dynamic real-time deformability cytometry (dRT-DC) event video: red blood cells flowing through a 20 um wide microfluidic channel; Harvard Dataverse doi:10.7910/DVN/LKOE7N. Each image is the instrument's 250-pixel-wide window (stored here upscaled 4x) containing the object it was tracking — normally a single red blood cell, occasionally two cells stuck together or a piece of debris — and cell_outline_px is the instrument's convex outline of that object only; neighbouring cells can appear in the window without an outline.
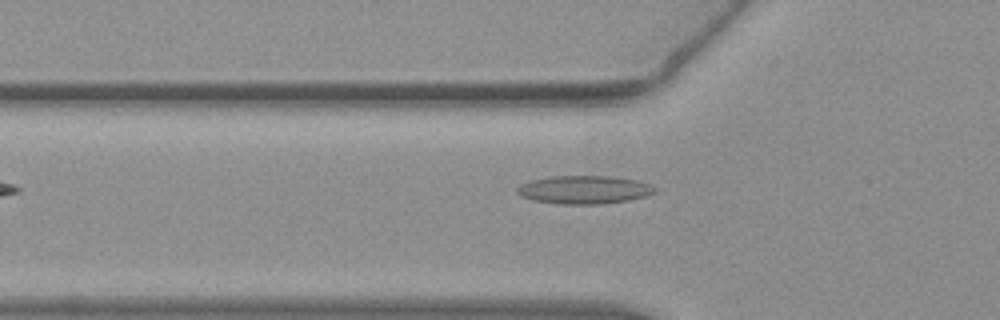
{"species": "common noctule bat (a hibernating species)", "species_latin": "Nyctalus noctula", "temperature_condition": "warm", "stored_images_in_passage": 31, "camera_frame_rate_fps": 3000, "um_per_image_px": 0.085, "animal": {"sex": "female", "body_mass_g": 19.3, "forearm_length_mm": 54.1}, "frame": {"image": 1, "passage_image": 3, "time_ms": 0.667, "image_size_px": [1000, 320], "cell_outline_px": [[656, 192], [648, 196], [628, 200], [600, 204], [560, 204], [532, 200], [520, 196], [516, 192], [516, 188], [520, 184], [528, 180], [548, 176], [608, 176], [636, 180], [648, 184], [656, 188]], "centroid_in_image_um": [49.6, 16.12], "position_along_channel_um": 76.2, "area_um2": 22.83}}
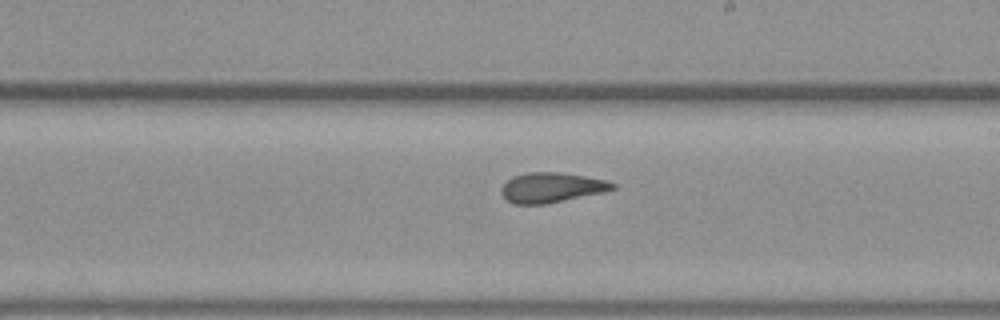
{"frame": {"image": 2, "passage_image": 16, "time_ms": 5.0, "image_size_px": [1000, 320], "cell_outline_px": [[616, 188], [604, 192], [544, 204], [516, 204], [508, 200], [500, 192], [500, 188], [512, 176], [528, 172], [560, 172], [608, 180], [616, 184]], "centroid_in_image_um": [46.89, 15.93], "position_along_channel_um": 242.1, "area_um2": 19.36}}
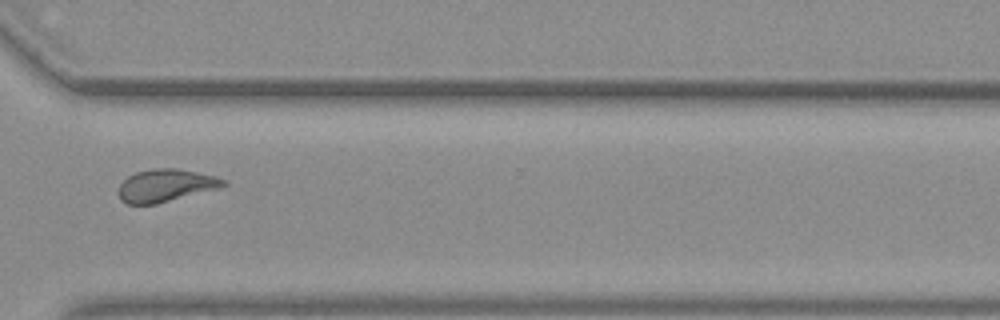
{"frame": {"image": 3, "passage_image": 25, "time_ms": 8.0, "image_size_px": [1000, 320], "cell_outline_px": [[228, 184], [220, 188], [156, 204], [128, 204], [120, 200], [116, 192], [120, 184], [128, 176], [136, 172], [152, 168], [176, 168], [216, 176], [228, 180]], "centroid_in_image_um": [14.08, 15.77], "position_along_channel_um": 356.5, "area_um2": 20.17}, "authors_computed_cell_mechanics": {"area_um2": 19.8254, "velocity_mm_per_s": 3.8166, "shape_relaxation_time_tau1_ms": null, "shape_relaxation_time_tau2_ms": 1.7276, "deformation_change_tau1": null, "deformation_change_tau2": 0.0967}}